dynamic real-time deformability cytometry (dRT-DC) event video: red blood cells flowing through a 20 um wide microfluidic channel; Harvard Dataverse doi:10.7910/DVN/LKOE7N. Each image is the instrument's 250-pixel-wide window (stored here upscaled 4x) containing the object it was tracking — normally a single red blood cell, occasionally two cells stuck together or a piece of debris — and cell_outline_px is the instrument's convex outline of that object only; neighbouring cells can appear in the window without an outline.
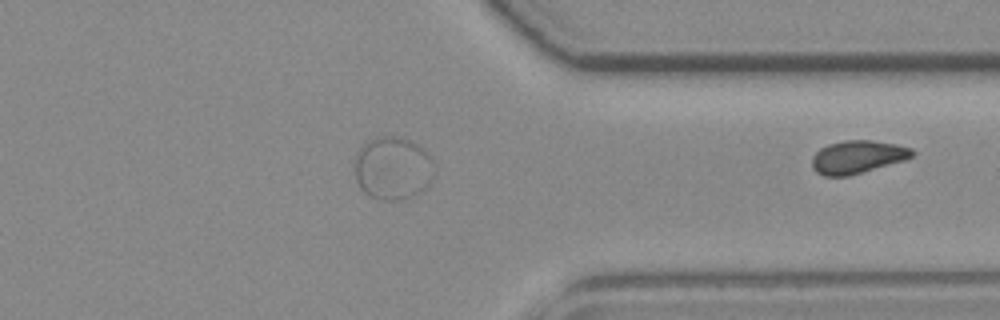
{"species": "common noctule bat (a hibernating species)", "species_latin": "Nyctalus noctula", "temperature_condition": "room temperature", "stored_images_in_passage": 41, "segment_of_instrument_passage": [2, 2], "camera_frame_rate_fps": 3000, "um_per_image_px": 0.085, "animal": {"sex": "female", "body_mass_g": 19.3, "forearm_length_mm": 54.1}, "frame": {"image": 1, "passage_image": 41, "time_ms": 13.333, "image_size_px": [1000, 320], "cell_outline_px": [[916, 152], [912, 156], [904, 160], [848, 176], [824, 176], [816, 172], [812, 168], [812, 156], [820, 148], [828, 144], [844, 140], [872, 140], [896, 144], [912, 148]], "centroid_in_image_um": [72.87, 13.33], "position_along_channel_um": 338.5, "area_um2": 19.25}}